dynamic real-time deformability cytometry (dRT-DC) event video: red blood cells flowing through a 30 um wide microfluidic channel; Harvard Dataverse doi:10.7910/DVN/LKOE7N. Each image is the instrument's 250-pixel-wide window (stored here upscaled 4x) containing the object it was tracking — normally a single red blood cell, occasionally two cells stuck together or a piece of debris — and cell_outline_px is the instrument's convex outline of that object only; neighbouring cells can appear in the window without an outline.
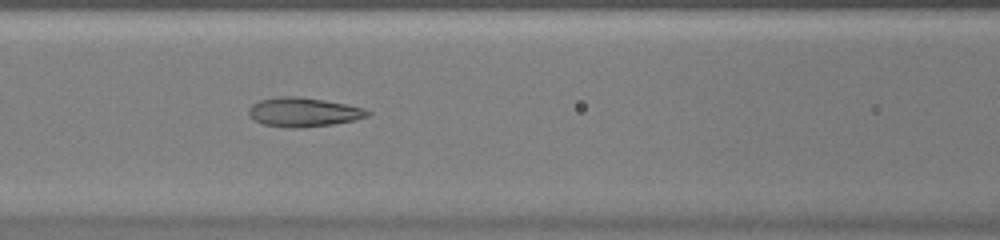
{"species": "common noctule bat (a hibernating species)", "species_latin": "Nyctalus noctula", "temperature_condition": "warm", "stored_images_in_passage": 36, "camera_frame_rate_fps": 3000, "um_per_image_px": 0.085, "animal": {"sex": "female", "body_mass_g": 20.0, "forearm_length_mm": 54.0}, "frame": {"image": 1, "passage_image": 7, "time_ms": 2.0, "image_size_px": [1000, 240], "cell_outline_px": [[372, 112], [368, 116], [356, 120], [332, 124], [300, 128], [292, 128], [264, 124], [256, 120], [248, 112], [248, 108], [252, 104], [260, 100], [280, 96], [296, 96], [324, 100], [364, 108]], "centroid_in_image_um": [25.82, 9.53], "position_along_channel_um": 140.8, "area_um2": 20.0}}
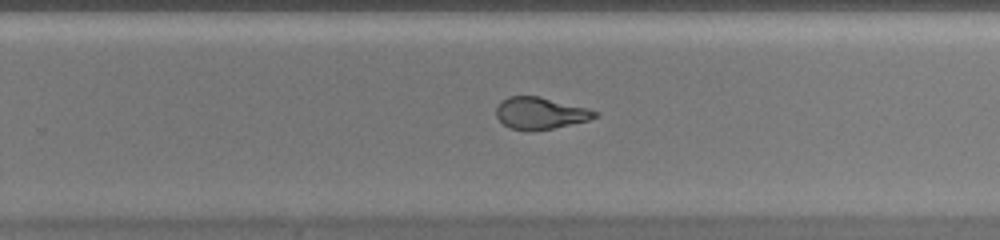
{"frame": {"image": 2, "passage_image": 18, "time_ms": 5.667, "image_size_px": [1000, 240], "cell_outline_px": [[600, 112], [596, 116], [588, 120], [552, 128], [532, 132], [512, 128], [504, 124], [496, 116], [496, 108], [500, 100], [508, 96], [540, 96], [588, 108]], "centroid_in_image_um": [45.9, 9.61], "position_along_channel_um": 283.9, "area_um2": 18.38}}
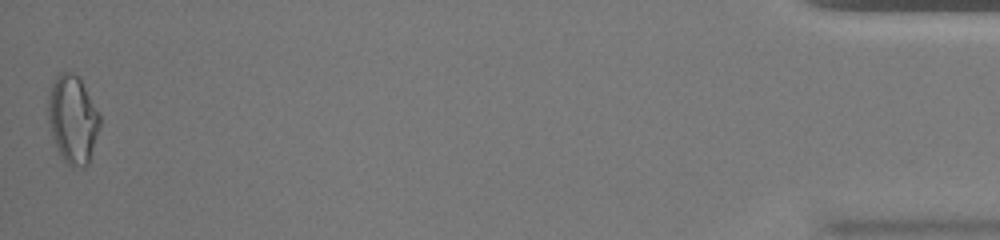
{"frame": {"image": 3, "passage_image": 36, "time_ms": 11.667, "image_size_px": [1000, 240], "cell_outline_px": [[100, 128], [88, 164], [84, 168], [72, 168], [64, 160], [52, 136], [48, 120], [48, 96], [52, 84], [56, 76], [60, 72], [72, 72], [80, 76], [100, 116]], "centroid_in_image_um": [6.19, 10.13], "position_along_channel_um": 429.0, "area_um2": 26.59}, "authors_computed_cell_mechanics": {"area_um2": 19.9121, "velocity_mm_per_s": 3.9061, "shape_relaxation_time_tau1_ms": null, "shape_relaxation_time_tau2_ms": 1.3651, "deformation_change_tau1": null, "deformation_change_tau2": 0.0865}}